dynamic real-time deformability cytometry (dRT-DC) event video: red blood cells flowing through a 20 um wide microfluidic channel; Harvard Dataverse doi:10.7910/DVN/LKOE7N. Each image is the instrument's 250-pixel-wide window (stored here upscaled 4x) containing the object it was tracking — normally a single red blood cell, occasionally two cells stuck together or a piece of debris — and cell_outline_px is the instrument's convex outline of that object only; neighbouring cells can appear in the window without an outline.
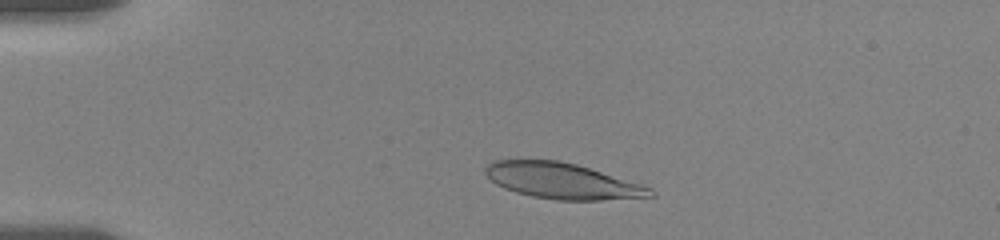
{"species": "human", "species_latin": "Homo sapiens", "temperature_condition": "room temperature", "stored_images_in_passage": 16, "camera_frame_rate_fps": 3000, "um_per_image_px": 0.085, "donor": {"sex": "female"}, "frame": {"image": 1, "passage_image": 12, "time_ms": 2.0, "image_size_px": [1000, 240], "cell_outline_px": [[656, 196], [600, 200], [556, 200], [532, 196], [516, 192], [504, 188], [496, 184], [484, 172], [484, 168], [492, 160], [560, 160], [576, 164], [644, 184], [652, 188], [656, 192]], "centroid_in_image_um": [47.83, 15.38], "position_along_channel_um": 37.2, "area_um2": 34.56}}